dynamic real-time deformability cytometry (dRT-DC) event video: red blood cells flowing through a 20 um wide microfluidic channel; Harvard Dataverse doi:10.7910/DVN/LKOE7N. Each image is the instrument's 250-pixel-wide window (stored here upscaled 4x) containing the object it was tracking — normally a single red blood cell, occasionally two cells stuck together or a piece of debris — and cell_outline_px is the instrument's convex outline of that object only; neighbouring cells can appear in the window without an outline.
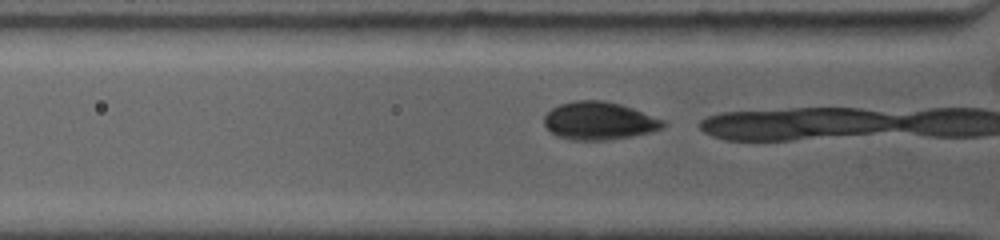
{"species": "common noctule bat (a hibernating species)", "species_latin": "Nyctalus noctula", "temperature_condition": "warm", "stored_images_in_passage": 3, "camera_frame_rate_fps": 4500, "um_per_image_px": 0.085, "animal": {"sex": "female", "body_mass_g": 19.0, "forearm_length_mm": 53.3}, "frame": {"image": 1, "passage_image": 3, "time_ms": 0.444, "image_size_px": [1000, 240], "cell_outline_px": [[668, 124], [664, 128], [652, 132], [632, 136], [604, 140], [572, 140], [556, 136], [544, 124], [544, 116], [552, 108], [560, 104], [576, 100], [604, 100], [620, 104], [632, 108], [664, 120]], "centroid_in_image_um": [50.94, 10.27], "position_along_channel_um": 74.9, "area_um2": 26.3}}